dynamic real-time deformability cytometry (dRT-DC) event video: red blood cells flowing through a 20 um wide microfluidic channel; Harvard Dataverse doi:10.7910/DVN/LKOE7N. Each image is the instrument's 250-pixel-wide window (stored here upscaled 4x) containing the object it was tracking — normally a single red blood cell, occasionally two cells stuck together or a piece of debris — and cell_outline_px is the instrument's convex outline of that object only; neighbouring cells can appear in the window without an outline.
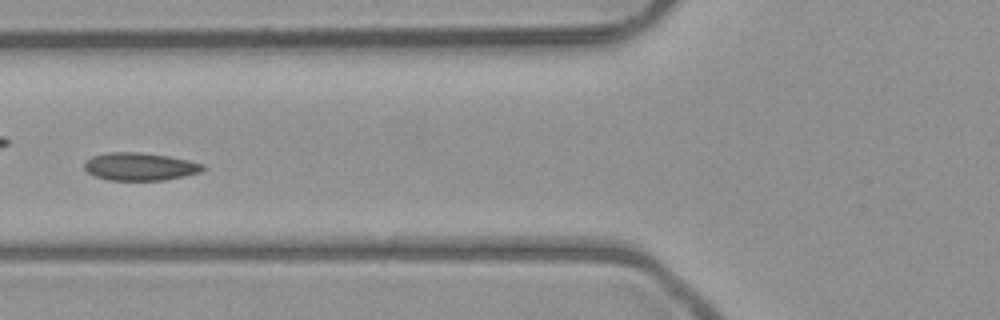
{"species": "common noctule bat (a hibernating species)", "species_latin": "Nyctalus noctula", "temperature_condition": "room temperature", "stored_images_in_passage": 6, "camera_frame_rate_fps": 3000, "um_per_image_px": 0.085, "animal": {"sex": "male", "body_mass_g": 23.1, "forearm_length_mm": 52.7}, "frame": {"image": 1, "passage_image": 5, "time_ms": 4.667, "image_size_px": [1000, 320], "cell_outline_px": [[208, 168], [200, 172], [184, 176], [164, 180], [108, 180], [96, 176], [88, 172], [84, 168], [84, 164], [92, 156], [108, 152], [140, 152], [168, 156], [188, 160], [204, 164]], "centroid_in_image_um": [11.93, 14.16], "position_along_channel_um": 113.9, "area_um2": 19.19}}
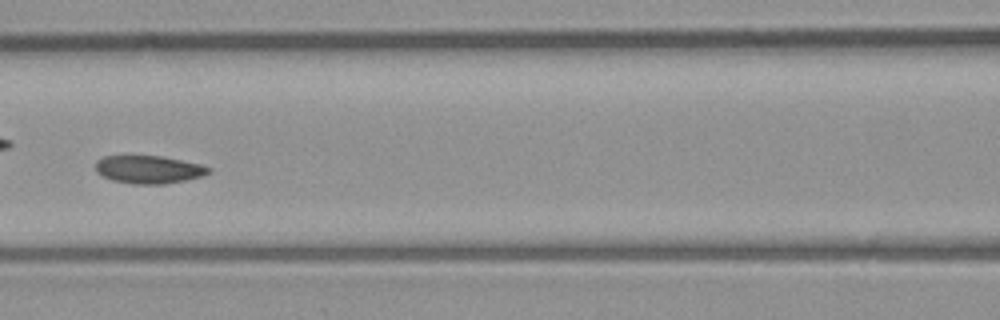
{"frame": {"image": 2, "passage_image": 6, "time_ms": 5.667, "image_size_px": [1000, 320], "cell_outline_px": [[212, 172], [204, 176], [164, 184], [132, 184], [112, 180], [96, 172], [96, 160], [104, 156], [160, 156], [200, 164], [212, 168]], "centroid_in_image_um": [12.66, 14.41], "position_along_channel_um": 153.9, "area_um2": 18.38}}